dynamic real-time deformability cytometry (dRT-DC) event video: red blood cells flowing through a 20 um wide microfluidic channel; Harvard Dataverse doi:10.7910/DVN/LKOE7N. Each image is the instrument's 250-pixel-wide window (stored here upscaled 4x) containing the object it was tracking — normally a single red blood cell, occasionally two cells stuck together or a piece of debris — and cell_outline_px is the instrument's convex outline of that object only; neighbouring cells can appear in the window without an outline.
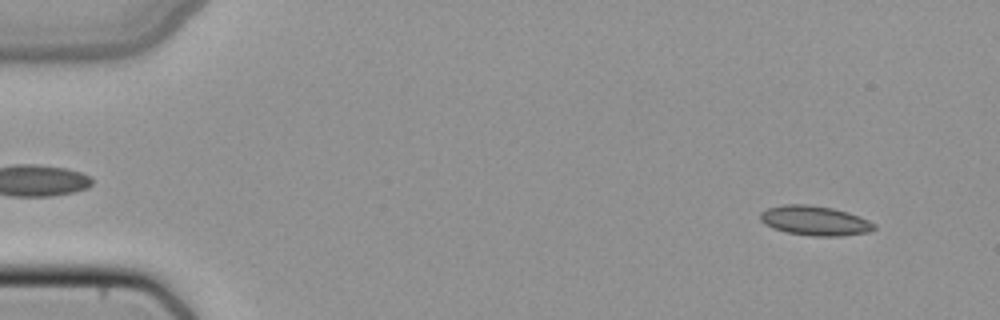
{"species": "common noctule bat (a hibernating species)", "species_latin": "Nyctalus noctula", "temperature_condition": "cold", "stored_images_in_passage": 50, "camera_frame_rate_fps": 3000, "um_per_image_px": 0.085, "animal": {"sex": "female", "body_mass_g": 22.7, "forearm_length_mm": 54.2}, "frame": {"image": 1, "passage_image": 4, "time_ms": 1.0, "image_size_px": [1000, 320], "cell_outline_px": [[876, 228], [868, 232], [840, 236], [812, 236], [784, 232], [772, 228], [764, 224], [760, 220], [760, 212], [768, 208], [784, 204], [808, 204], [832, 208], [848, 212], [860, 216], [876, 224]], "centroid_in_image_um": [69.25, 18.76], "position_along_channel_um": 15.8, "area_um2": 19.83}}
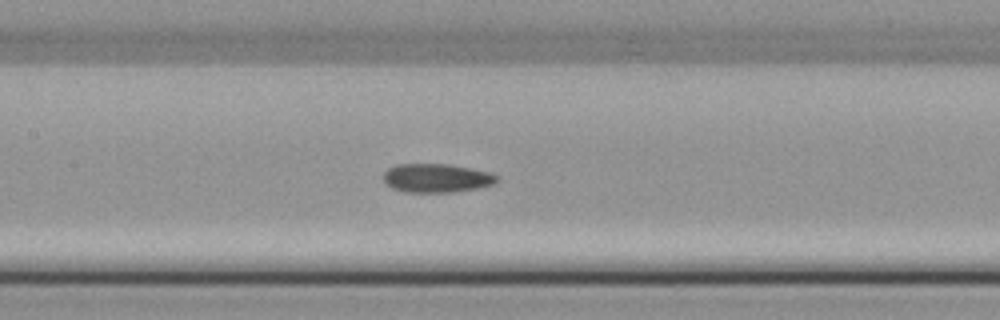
{"frame": {"image": 2, "passage_image": 24, "time_ms": 7.667, "image_size_px": [1000, 320], "cell_outline_px": [[500, 176], [492, 184], [476, 188], [452, 192], [404, 192], [392, 188], [384, 180], [384, 172], [388, 168], [396, 164], [448, 164], [472, 168], [492, 172]], "centroid_in_image_um": [37.11, 15.12], "position_along_channel_um": 170.3, "area_um2": 19.02}}
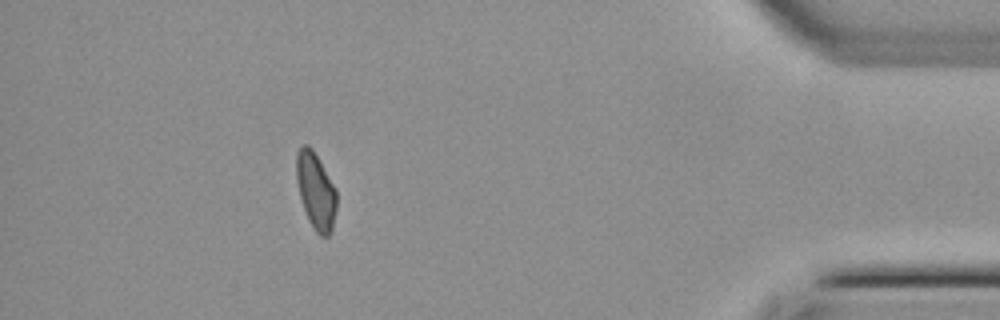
{"frame": {"image": 3, "passage_image": 45, "time_ms": 14.667, "image_size_px": [1000, 320], "cell_outline_px": [[336, 208], [332, 228], [328, 236], [320, 236], [316, 232], [308, 220], [300, 196], [296, 180], [296, 152], [304, 144], [308, 144], [312, 148], [336, 188]], "centroid_in_image_um": [26.83, 16.21], "position_along_channel_um": 408.4, "area_um2": 17.86}}